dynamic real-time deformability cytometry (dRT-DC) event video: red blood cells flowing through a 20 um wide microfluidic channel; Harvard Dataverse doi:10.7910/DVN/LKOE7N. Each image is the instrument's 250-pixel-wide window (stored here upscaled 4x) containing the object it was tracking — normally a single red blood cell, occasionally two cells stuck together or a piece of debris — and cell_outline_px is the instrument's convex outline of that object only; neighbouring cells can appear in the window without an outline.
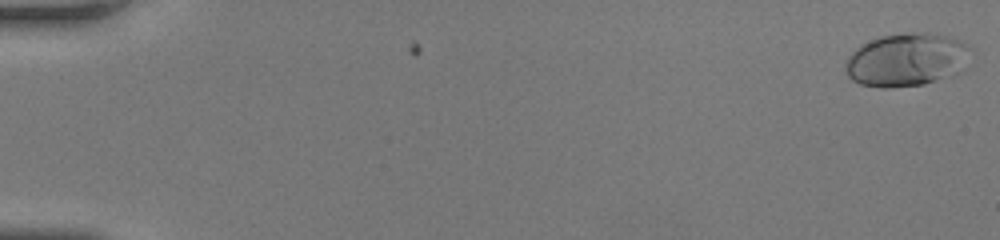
{"species": "human", "species_latin": "Homo sapiens", "temperature_condition": "room temperature", "stored_images_in_passage": 52, "camera_frame_rate_fps": 3000, "um_per_image_px": 0.085, "donor": {"sex": "female"}, "frame": {"image": 1, "passage_image": 1, "time_ms": 0.0, "image_size_px": [1000, 240], "cell_outline_px": [[972, 48], [948, 72], [924, 84], [892, 88], [884, 88], [860, 84], [852, 80], [848, 76], [844, 68], [844, 64], [848, 56], [860, 44], [880, 36], [908, 32], [928, 32], [960, 40]], "centroid_in_image_um": [76.84, 5.05], "position_along_channel_um": 8.2, "area_um2": 37.4}}
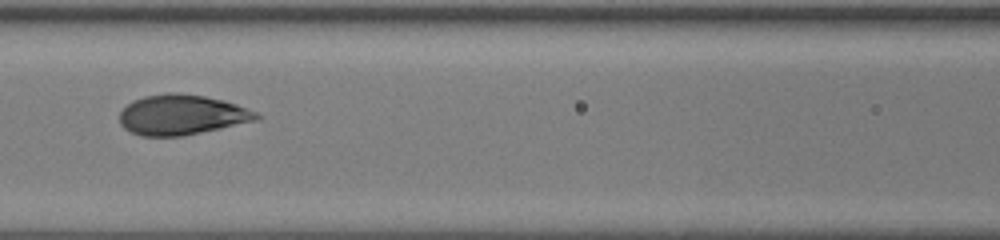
{"frame": {"image": 2, "passage_image": 25, "time_ms": 8.0, "image_size_px": [1000, 240], "cell_outline_px": [[260, 120], [184, 136], [140, 136], [124, 128], [120, 124], [120, 112], [132, 100], [144, 96], [168, 92], [176, 92], [204, 96], [224, 100], [236, 104], [256, 112], [260, 116]], "centroid_in_image_um": [15.46, 9.76], "position_along_channel_um": 151.1, "area_um2": 32.19}}
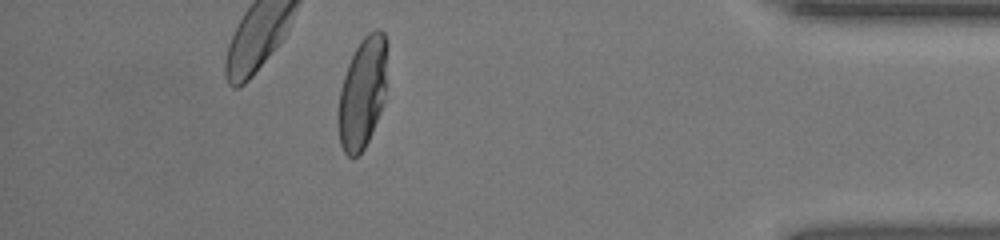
{"frame": {"image": 3, "passage_image": 46, "time_ms": 15.0, "image_size_px": [1000, 240], "cell_outline_px": [[388, 44], [384, 100], [380, 112], [372, 132], [364, 148], [356, 156], [348, 156], [344, 152], [340, 144], [336, 120], [340, 88], [348, 64], [360, 40], [368, 32], [376, 28], [384, 32]], "centroid_in_image_um": [30.8, 7.86], "position_along_channel_um": 404.4, "area_um2": 32.08}, "authors_computed_cell_mechanics": {"area_um2": 32.5703, "velocity_mm_per_s": 4.1565, "shape_relaxation_time_tau1_ms": 3.5616, "shape_relaxation_time_tau2_ms": null, "deformation_change_tau1": 0.1852, "deformation_change_tau2": null}}